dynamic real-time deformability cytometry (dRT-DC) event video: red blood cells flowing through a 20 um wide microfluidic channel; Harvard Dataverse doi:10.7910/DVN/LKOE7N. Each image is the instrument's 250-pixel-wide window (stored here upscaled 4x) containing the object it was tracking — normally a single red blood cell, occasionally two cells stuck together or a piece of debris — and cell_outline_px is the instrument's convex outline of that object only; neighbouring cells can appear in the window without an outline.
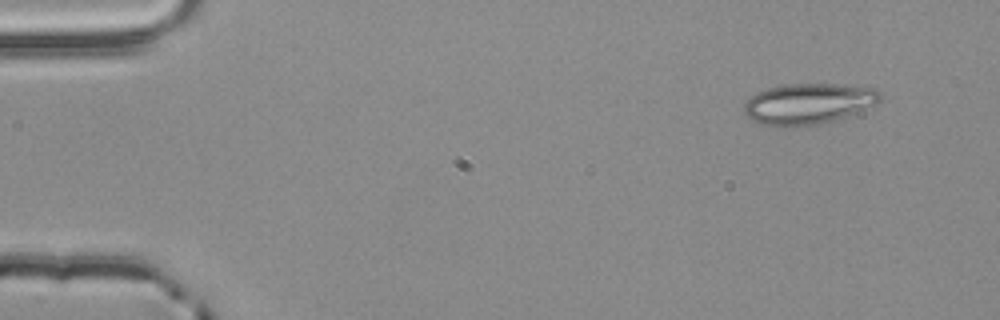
{"species": "common noctule bat (a hibernating species)", "species_latin": "Nyctalus noctula", "temperature_condition": "room temperature", "stored_images_in_passage": 3, "camera_frame_rate_fps": 3000, "um_per_image_px": 0.085, "animal": {"sex": "male", "body_mass_g": 20.4}, "frame": {"image": 1, "passage_image": 1, "time_ms": 0.0, "image_size_px": [1000, 320], "cell_outline_px": [[880, 100], [876, 104], [836, 120], [820, 124], [796, 128], [780, 128], [756, 124], [748, 120], [744, 112], [744, 104], [756, 92], [768, 88], [784, 84], [836, 84], [876, 88], [880, 92]], "centroid_in_image_um": [68.64, 8.85], "position_along_channel_um": 16.4, "area_um2": 33.06}}